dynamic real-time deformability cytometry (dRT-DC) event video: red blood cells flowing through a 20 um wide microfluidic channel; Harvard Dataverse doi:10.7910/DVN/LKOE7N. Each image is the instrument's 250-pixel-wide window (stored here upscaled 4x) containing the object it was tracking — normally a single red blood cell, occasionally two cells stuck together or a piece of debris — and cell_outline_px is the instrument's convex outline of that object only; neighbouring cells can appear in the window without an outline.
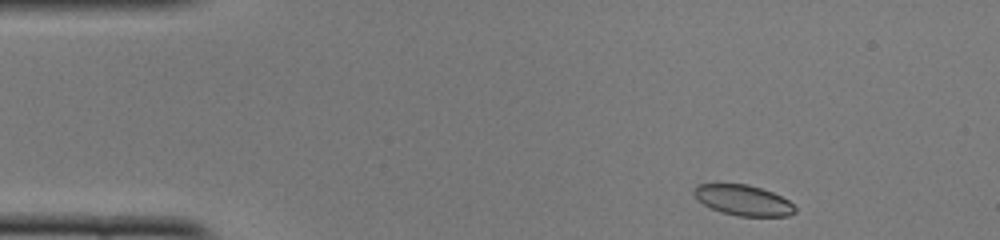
{"species": "common noctule bat (a hibernating species)", "species_latin": "Nyctalus noctula", "temperature_condition": "cold", "stored_images_in_passage": 45, "camera_frame_rate_fps": 3000, "um_per_image_px": 0.085, "animal": {"sex": "female", "body_mass_g": 22.0, "forearm_length_mm": 56.7}, "frame": {"image": 1, "passage_image": 1, "time_ms": 0.0, "image_size_px": [1000, 240], "cell_outline_px": [[796, 212], [788, 216], [740, 216], [720, 212], [704, 204], [692, 192], [692, 188], [696, 184], [748, 184], [772, 192], [788, 200], [796, 208]], "centroid_in_image_um": [63.17, 17.02], "position_along_channel_um": 21.8, "area_um2": 17.86}}
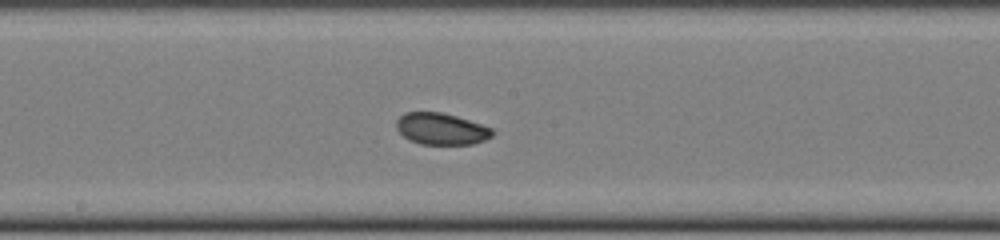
{"frame": {"image": 2, "passage_image": 21, "time_ms": 6.667, "image_size_px": [1000, 240], "cell_outline_px": [[496, 132], [492, 136], [484, 140], [472, 144], [420, 144], [408, 140], [396, 128], [396, 120], [404, 112], [440, 112], [456, 116], [492, 128]], "centroid_in_image_um": [37.49, 10.95], "position_along_channel_um": 210.7, "area_um2": 17.69}}
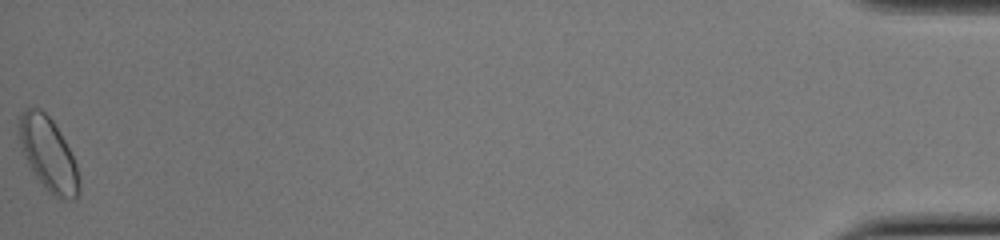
{"frame": {"image": 3, "passage_image": 45, "time_ms": 14.667, "image_size_px": [1000, 240], "cell_outline_px": [[80, 192], [76, 200], [60, 200], [36, 176], [28, 164], [16, 132], [20, 112], [28, 104], [40, 108], [52, 120], [64, 140], [76, 164], [80, 180]], "centroid_in_image_um": [4.08, 13.04], "position_along_channel_um": 431.1, "area_um2": 25.78}, "authors_computed_cell_mechanics": {"area_um2": 18.3804, "velocity_mm_per_s": 3.9777, "shape_relaxation_time_tau1_ms": 3.0513, "shape_relaxation_time_tau2_ms": null, "deformation_change_tau1": 0.0733, "deformation_change_tau2": null}}